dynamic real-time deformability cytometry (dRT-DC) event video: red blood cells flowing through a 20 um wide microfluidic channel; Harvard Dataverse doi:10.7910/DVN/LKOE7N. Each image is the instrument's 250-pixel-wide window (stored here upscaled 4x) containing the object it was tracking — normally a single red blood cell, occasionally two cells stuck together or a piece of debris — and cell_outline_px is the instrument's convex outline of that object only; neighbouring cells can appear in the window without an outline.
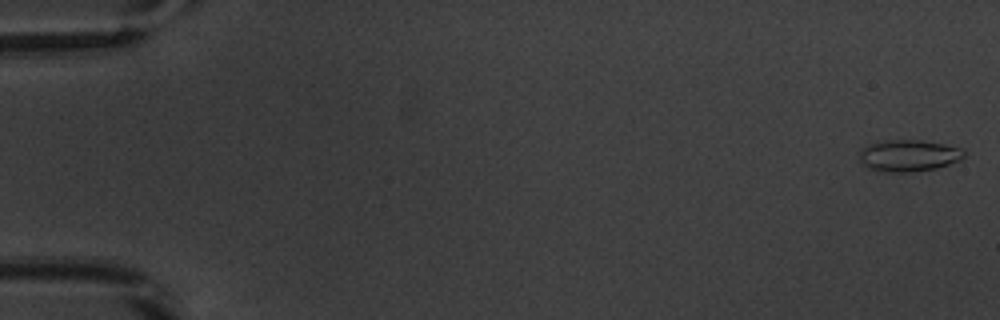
{"species": "common noctule bat (a hibernating species)", "species_latin": "Nyctalus noctula", "temperature_condition": "warm", "stored_images_in_passage": 17, "camera_frame_rate_fps": 3000, "um_per_image_px": 0.085, "animal": {"sex": "male", "body_mass_g": 20.1, "forearm_length_mm": 53.5}, "frame": {"image": 1, "passage_image": 1, "time_ms": 0.0, "image_size_px": [1000, 320], "cell_outline_px": [[964, 156], [960, 160], [936, 168], [912, 172], [876, 172], [868, 168], [860, 160], [860, 152], [864, 148], [872, 144], [888, 140], [920, 140], [944, 144], [964, 148]], "centroid_in_image_um": [77.26, 13.24], "position_along_channel_um": 7.7, "area_um2": 19.25}}